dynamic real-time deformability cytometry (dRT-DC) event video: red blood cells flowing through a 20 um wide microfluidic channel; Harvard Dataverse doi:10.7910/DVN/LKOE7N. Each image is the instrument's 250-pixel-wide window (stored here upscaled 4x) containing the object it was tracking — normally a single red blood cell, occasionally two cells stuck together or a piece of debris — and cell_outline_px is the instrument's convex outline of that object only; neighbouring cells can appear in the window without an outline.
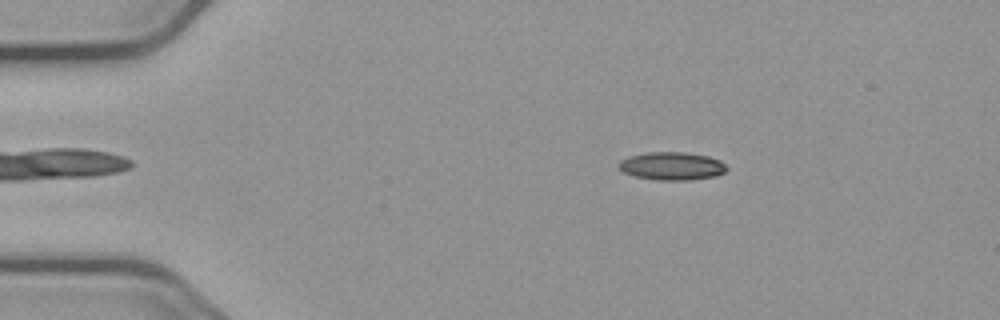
{"species": "common noctule bat (a hibernating species)", "species_latin": "Nyctalus noctula", "temperature_condition": "cold", "stored_images_in_passage": 55, "camera_frame_rate_fps": 3000, "um_per_image_px": 0.085, "animal": {"sex": "male", "body_mass_g": 23.1, "forearm_length_mm": 52.7}, "frame": {"image": 1, "passage_image": 9, "time_ms": 2.667, "image_size_px": [1000, 320], "cell_outline_px": [[728, 168], [724, 172], [716, 176], [688, 180], [660, 180], [636, 176], [624, 172], [620, 168], [620, 160], [628, 156], [648, 152], [684, 152], [708, 156], [720, 160]], "centroid_in_image_um": [57.13, 14.1], "position_along_channel_um": 27.9, "area_um2": 17.46}}
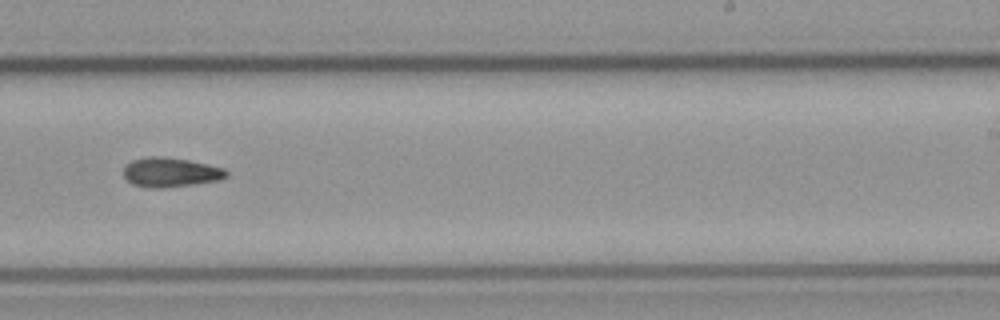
{"frame": {"image": 2, "passage_image": 34, "time_ms": 11.0, "image_size_px": [1000, 320], "cell_outline_px": [[228, 176], [216, 180], [192, 184], [160, 188], [152, 188], [132, 184], [124, 176], [124, 168], [132, 160], [148, 156], [160, 156], [188, 160], [224, 168], [228, 172]], "centroid_in_image_um": [14.48, 14.64], "position_along_channel_um": 274.5, "area_um2": 17.34}}
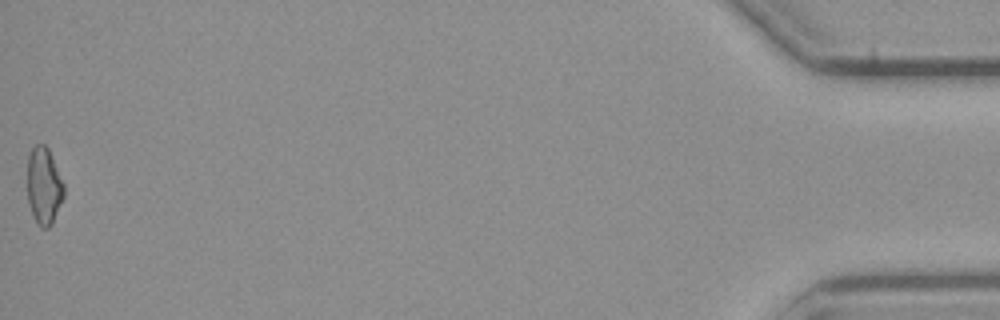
{"frame": {"image": 3, "passage_image": 55, "time_ms": 18.0, "image_size_px": [1000, 320], "cell_outline_px": [[64, 196], [52, 224], [48, 228], [40, 228], [36, 224], [28, 204], [28, 156], [32, 148], [36, 144], [44, 144], [48, 148], [64, 184]], "centroid_in_image_um": [3.73, 15.84], "position_along_channel_um": 431.5, "area_um2": 16.47}}